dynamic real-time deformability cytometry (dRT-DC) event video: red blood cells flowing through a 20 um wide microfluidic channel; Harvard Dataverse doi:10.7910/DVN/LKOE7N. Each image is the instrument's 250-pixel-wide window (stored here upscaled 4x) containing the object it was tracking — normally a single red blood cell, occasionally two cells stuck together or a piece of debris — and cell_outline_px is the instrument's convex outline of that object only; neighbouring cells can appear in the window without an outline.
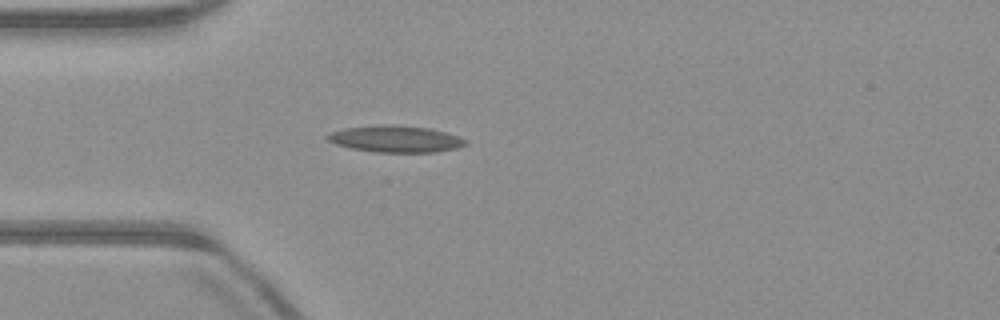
{"species": "common noctule bat (a hibernating species)", "species_latin": "Nyctalus noctula", "temperature_condition": "warm", "stored_images_in_passage": 38, "camera_frame_rate_fps": 3000, "um_per_image_px": 0.085, "animal": {"sex": "male", "body_mass_g": 23.1, "forearm_length_mm": 52.7}, "frame": {"image": 1, "passage_image": 1, "time_ms": 0.0, "image_size_px": [1000, 320], "cell_outline_px": [[468, 144], [456, 148], [436, 152], [376, 152], [352, 148], [336, 144], [328, 140], [324, 136], [332, 132], [344, 128], [380, 124], [392, 124], [428, 128], [444, 132], [468, 140]], "centroid_in_image_um": [33.62, 11.8], "position_along_channel_um": 51.4, "area_um2": 21.39}}
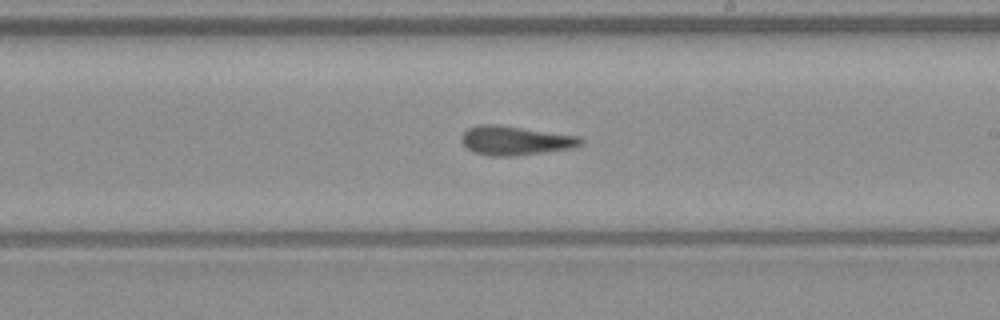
{"frame": {"image": 2, "passage_image": 16, "time_ms": 5.0, "image_size_px": [1000, 320], "cell_outline_px": [[584, 144], [572, 148], [544, 152], [512, 156], [492, 156], [476, 152], [468, 148], [460, 140], [460, 136], [468, 128], [480, 124], [496, 124], [580, 136], [584, 140]], "centroid_in_image_um": [43.82, 11.94], "position_along_channel_um": 245.2, "area_um2": 20.17}}
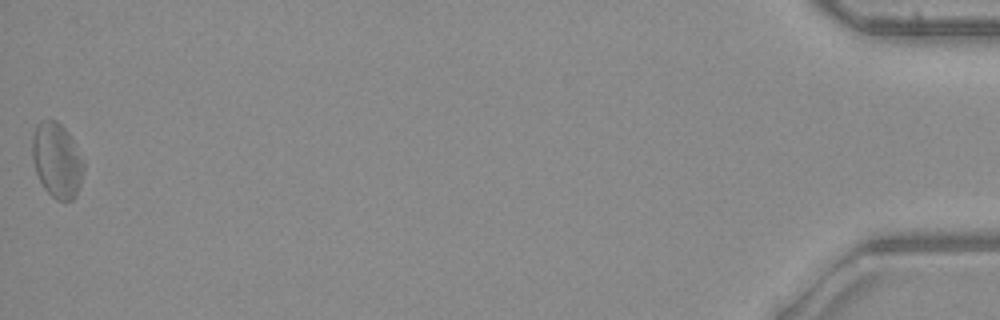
{"frame": {"image": 3, "passage_image": 38, "time_ms": 12.333, "image_size_px": [1000, 320], "cell_outline_px": [[84, 168], [80, 184], [76, 196], [72, 200], [56, 200], [44, 188], [36, 172], [32, 156], [32, 136], [36, 124], [40, 120], [56, 120], [68, 132], [84, 160]], "centroid_in_image_um": [4.83, 13.61], "position_along_channel_um": 430.4, "area_um2": 22.43}, "authors_computed_cell_mechanics": {"area_um2": 20.2878, "velocity_mm_per_s": 4.0057, "shape_relaxation_time_tau1_ms": null, "shape_relaxation_time_tau2_ms": 3.1865, "deformation_change_tau1": null, "deformation_change_tau2": 0.1422}}